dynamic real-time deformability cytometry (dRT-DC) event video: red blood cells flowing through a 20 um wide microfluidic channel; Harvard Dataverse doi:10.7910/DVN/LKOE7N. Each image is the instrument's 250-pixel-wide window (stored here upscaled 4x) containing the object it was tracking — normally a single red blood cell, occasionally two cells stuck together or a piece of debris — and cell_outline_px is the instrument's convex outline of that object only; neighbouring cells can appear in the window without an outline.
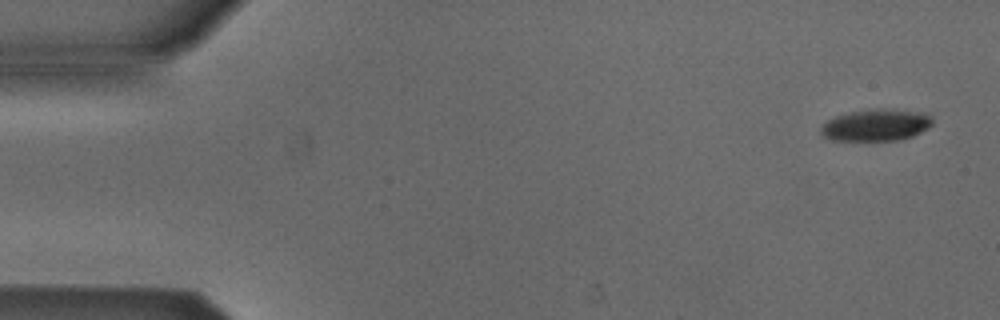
{"species": "Egyptian fruit bat (a non-hibernating species)", "species_latin": "Rousettus aegyptiacus", "temperature_condition": "cold", "stored_images_in_passage": 5, "camera_frame_rate_fps": 3000, "um_per_image_px": 0.085, "animal": {"sex": "male"}, "frame": {"image": 1, "passage_image": 1, "time_ms": 0.0, "image_size_px": [1000, 320], "cell_outline_px": [[932, 124], [928, 128], [912, 136], [896, 140], [832, 140], [824, 136], [820, 132], [820, 128], [828, 120], [836, 116], [848, 112], [868, 108], [892, 108], [924, 112], [932, 116]], "centroid_in_image_um": [74.49, 10.6], "position_along_channel_um": 10.5, "area_um2": 20.92}}
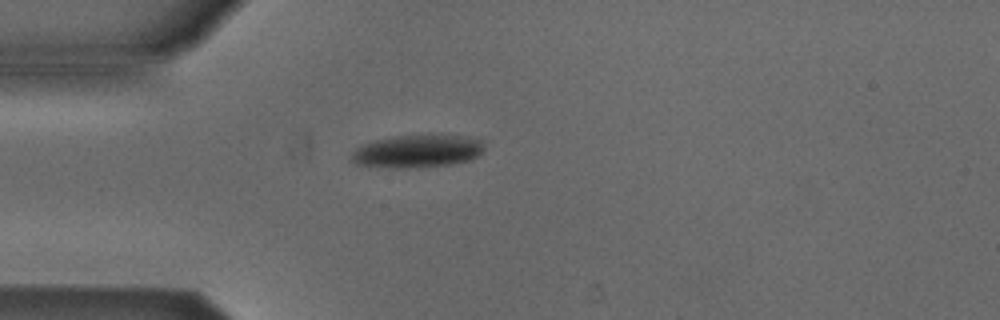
{"frame": {"image": 2, "passage_image": 4, "time_ms": 1.0, "image_size_px": [1000, 320], "cell_outline_px": [[484, 148], [472, 160], [452, 164], [408, 168], [388, 168], [356, 164], [348, 160], [352, 152], [356, 148], [364, 144], [376, 140], [400, 136], [460, 136], [484, 140]], "centroid_in_image_um": [35.44, 12.88], "position_along_channel_um": 49.6, "area_um2": 25.14}}